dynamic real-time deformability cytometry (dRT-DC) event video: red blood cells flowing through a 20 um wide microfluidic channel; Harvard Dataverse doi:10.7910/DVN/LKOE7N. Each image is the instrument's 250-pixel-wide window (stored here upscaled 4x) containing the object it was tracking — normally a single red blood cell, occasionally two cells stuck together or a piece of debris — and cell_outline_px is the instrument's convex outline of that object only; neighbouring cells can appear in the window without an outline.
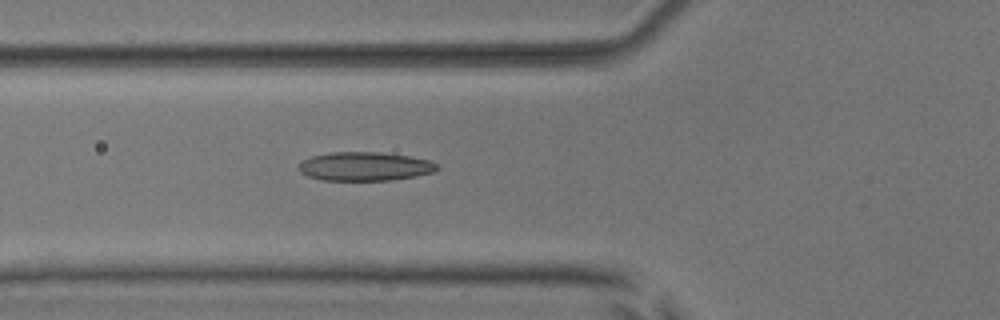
{"species": "common noctule bat (a hibernating species)", "species_latin": "Nyctalus noctula", "temperature_condition": "room temperature", "stored_images_in_passage": 4, "camera_frame_rate_fps": 3000, "um_per_image_px": 0.085, "animal": {"sex": "male", "body_mass_g": 17.9, "forearm_length_mm": 54.2}, "frame": {"image": 1, "passage_image": 4, "time_ms": 3.333, "image_size_px": [1000, 320], "cell_outline_px": [[440, 168], [436, 172], [416, 176], [388, 180], [320, 180], [308, 176], [300, 172], [300, 164], [304, 160], [312, 156], [332, 152], [380, 152], [408, 156], [428, 160], [436, 164]], "centroid_in_image_um": [31.04, 14.14], "position_along_channel_um": 94.8, "area_um2": 23.06}}